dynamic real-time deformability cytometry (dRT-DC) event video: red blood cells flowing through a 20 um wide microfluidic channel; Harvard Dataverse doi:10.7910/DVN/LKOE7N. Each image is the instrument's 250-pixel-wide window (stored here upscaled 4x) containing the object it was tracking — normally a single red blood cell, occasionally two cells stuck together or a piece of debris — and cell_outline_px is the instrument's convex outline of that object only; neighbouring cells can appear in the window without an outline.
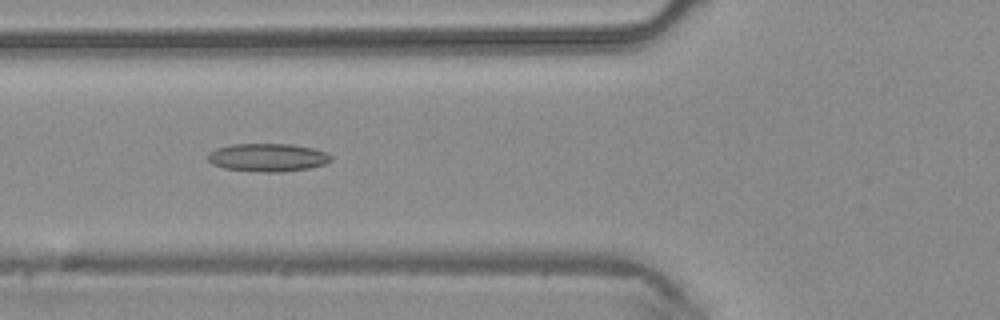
{"species": "common noctule bat (a hibernating species)", "species_latin": "Nyctalus noctula", "temperature_condition": "warm", "stored_images_in_passage": 45, "camera_frame_rate_fps": 3000, "um_per_image_px": 0.085, "animal": {"sex": "male", "body_mass_g": 20.4}, "frame": {"image": 1, "passage_image": 17, "time_ms": 5.333, "image_size_px": [1000, 320], "cell_outline_px": [[332, 160], [324, 164], [308, 168], [280, 172], [264, 172], [224, 168], [212, 164], [208, 160], [208, 152], [216, 148], [232, 144], [292, 144], [312, 148], [328, 152], [332, 156]], "centroid_in_image_um": [22.76, 13.38], "position_along_channel_um": 103.0, "area_um2": 20.17}}
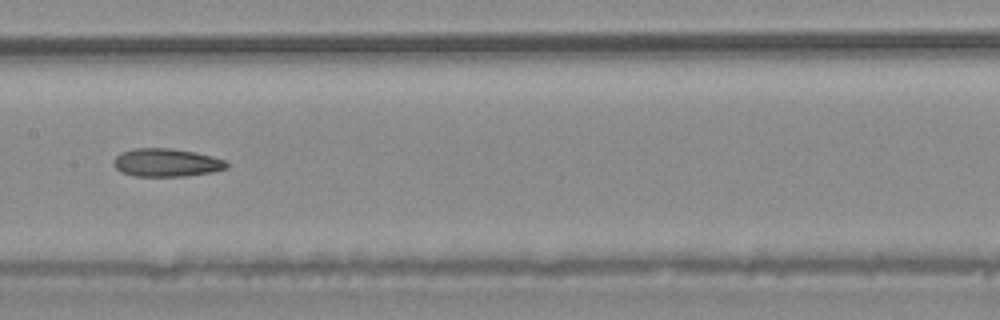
{"frame": {"image": 2, "passage_image": 23, "time_ms": 7.333, "image_size_px": [1000, 320], "cell_outline_px": [[228, 168], [212, 172], [184, 176], [136, 176], [120, 172], [112, 164], [112, 160], [120, 152], [132, 148], [168, 148], [196, 152], [212, 156], [224, 160], [228, 164]], "centroid_in_image_um": [14.11, 13.81], "position_along_channel_um": 193.3, "area_um2": 18.67}}
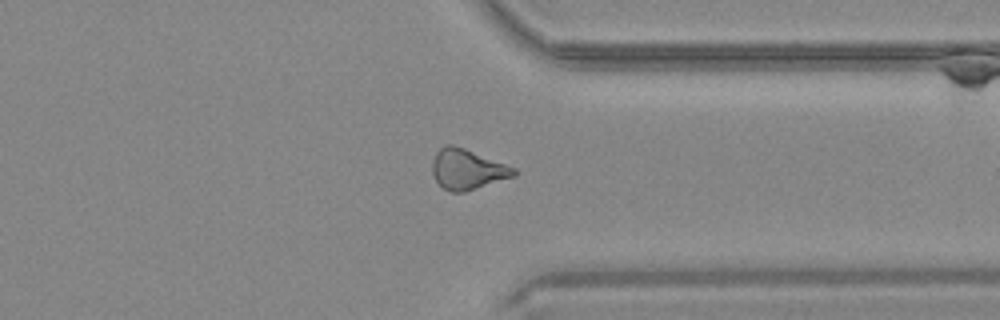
{"frame": {"image": 3, "passage_image": 35, "time_ms": 11.333, "image_size_px": [1000, 320], "cell_outline_px": [[520, 172], [516, 176], [464, 192], [452, 192], [444, 188], [436, 180], [432, 172], [432, 160], [436, 152], [444, 144], [452, 144], [464, 148], [516, 168]], "centroid_in_image_um": [39.74, 14.38], "position_along_channel_um": 371.7, "area_um2": 19.19}}